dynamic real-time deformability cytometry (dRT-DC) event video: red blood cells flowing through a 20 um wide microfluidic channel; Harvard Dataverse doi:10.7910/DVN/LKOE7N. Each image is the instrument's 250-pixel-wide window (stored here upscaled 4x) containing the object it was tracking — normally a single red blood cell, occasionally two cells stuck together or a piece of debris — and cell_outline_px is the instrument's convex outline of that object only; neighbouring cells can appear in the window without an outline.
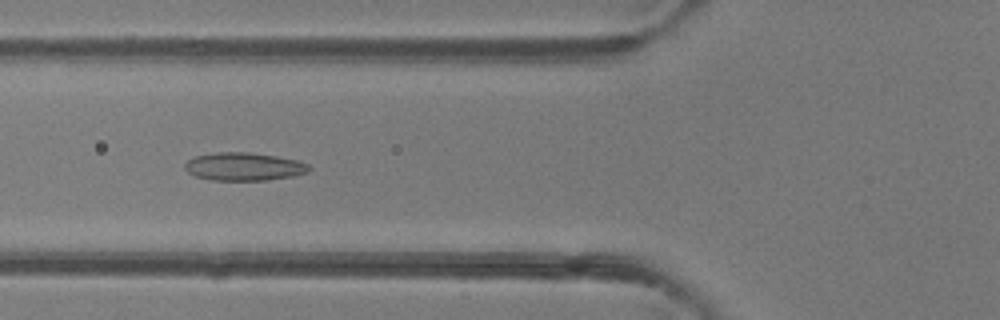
{"species": "common noctule bat (a hibernating species)", "species_latin": "Nyctalus noctula", "temperature_condition": "room temperature", "stored_images_in_passage": 51, "camera_frame_rate_fps": 3000, "um_per_image_px": 0.085, "animal": {"sex": "female"}, "frame": {"image": 1, "passage_image": 19, "time_ms": 6.0, "image_size_px": [1000, 320], "cell_outline_px": [[312, 168], [308, 172], [296, 176], [268, 180], [212, 180], [196, 176], [188, 172], [184, 168], [184, 164], [188, 160], [196, 156], [216, 152], [248, 152], [276, 156], [296, 160], [308, 164]], "centroid_in_image_um": [20.76, 14.16], "position_along_channel_um": 105.0, "area_um2": 20.35}}
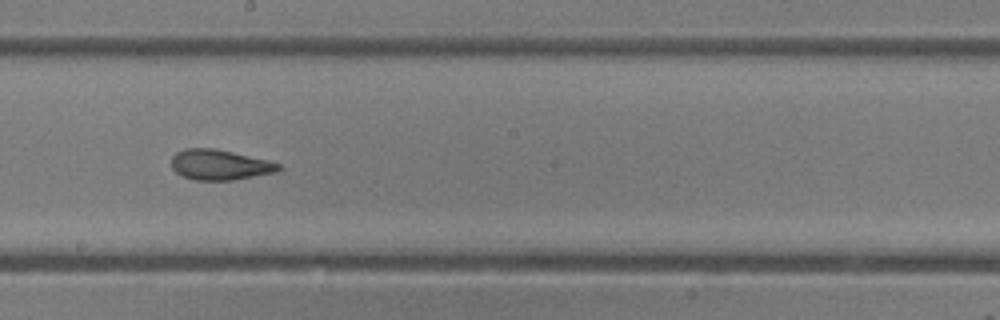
{"frame": {"image": 2, "passage_image": 28, "time_ms": 9.0, "image_size_px": [1000, 320], "cell_outline_px": [[284, 168], [276, 172], [232, 180], [196, 180], [184, 176], [176, 172], [172, 168], [172, 156], [176, 152], [184, 148], [212, 148], [232, 152], [268, 160], [280, 164]], "centroid_in_image_um": [18.69, 14.0], "position_along_channel_um": 229.5, "area_um2": 18.84}}
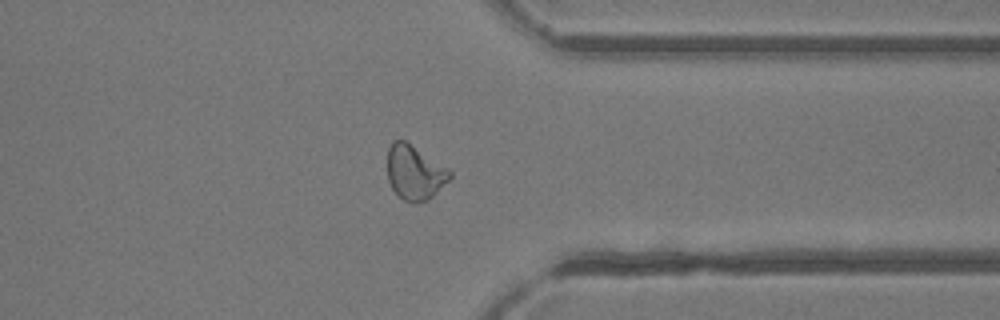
{"frame": {"image": 3, "passage_image": 39, "time_ms": 12.667, "image_size_px": [1000, 320], "cell_outline_px": [[452, 176], [432, 196], [416, 204], [412, 204], [404, 200], [392, 188], [388, 180], [388, 148], [392, 140], [404, 140], [448, 168], [452, 172]], "centroid_in_image_um": [35.23, 14.66], "position_along_channel_um": 376.2, "area_um2": 19.54}, "authors_computed_cell_mechanics": {"area_um2": 20.808, "velocity_mm_per_s": 4.1423, "shape_relaxation_time_tau1_ms": null, "shape_relaxation_time_tau2_ms": 1.4878, "deformation_change_tau1": null, "deformation_change_tau2": 0.0816}}